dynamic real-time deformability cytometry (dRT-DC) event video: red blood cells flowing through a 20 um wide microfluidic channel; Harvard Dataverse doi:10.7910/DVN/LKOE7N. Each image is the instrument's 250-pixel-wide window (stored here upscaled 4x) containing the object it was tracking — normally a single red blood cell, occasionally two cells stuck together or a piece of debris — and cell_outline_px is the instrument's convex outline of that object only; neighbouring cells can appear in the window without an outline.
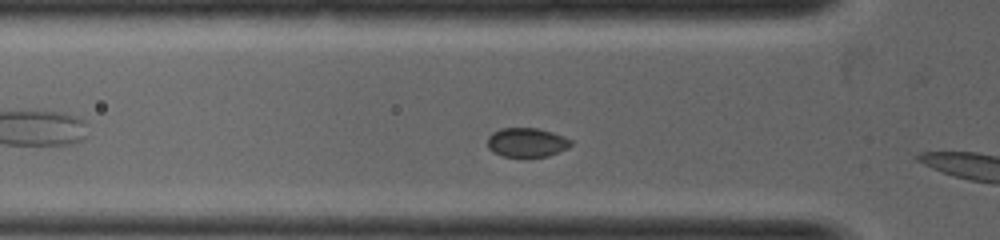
{"species": "common noctule bat (a hibernating species)", "species_latin": "Nyctalus noctula", "temperature_condition": "warm", "stored_images_in_passage": 3, "camera_frame_rate_fps": 5000, "um_per_image_px": 0.085, "animal": {"sex": "female", "body_mass_g": 19.0, "forearm_length_mm": 53.3}, "frame": {"image": 1, "passage_image": 2, "time_ms": 0.2, "image_size_px": [1000, 240], "cell_outline_px": [[572, 144], [568, 148], [548, 156], [524, 160], [504, 156], [492, 152], [488, 148], [488, 136], [492, 132], [500, 128], [536, 128], [552, 132], [564, 136], [572, 140]], "centroid_in_image_um": [44.76, 12.15], "position_along_channel_um": 81.0, "area_um2": 14.8}}